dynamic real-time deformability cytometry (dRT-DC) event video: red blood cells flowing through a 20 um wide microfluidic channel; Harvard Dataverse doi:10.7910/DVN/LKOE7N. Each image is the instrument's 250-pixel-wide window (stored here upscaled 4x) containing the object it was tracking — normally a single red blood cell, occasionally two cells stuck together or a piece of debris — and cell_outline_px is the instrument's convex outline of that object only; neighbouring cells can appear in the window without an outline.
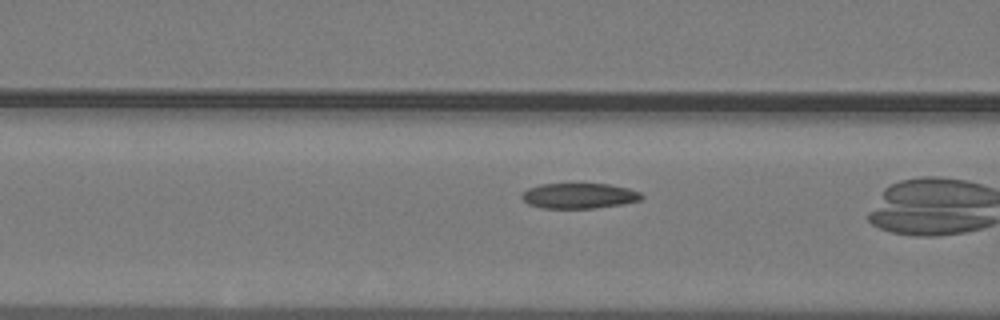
{"species": "common noctule bat (a hibernating species)", "species_latin": "Nyctalus noctula", "temperature_condition": "warm", "stored_images_in_passage": 17, "camera_frame_rate_fps": 3000, "um_per_image_px": 0.085, "animal": {"sex": "male", "body_mass_g": 19.2, "forearm_length_mm": 51.8}, "frame": {"image": 1, "passage_image": 15, "time_ms": 4.667, "image_size_px": [1000, 320], "cell_outline_px": [[644, 196], [640, 200], [620, 204], [596, 208], [540, 208], [528, 204], [520, 196], [528, 188], [540, 184], [608, 184], [628, 188], [640, 192]], "centroid_in_image_um": [49.21, 16.64], "position_along_channel_um": 117.4, "area_um2": 17.63}}